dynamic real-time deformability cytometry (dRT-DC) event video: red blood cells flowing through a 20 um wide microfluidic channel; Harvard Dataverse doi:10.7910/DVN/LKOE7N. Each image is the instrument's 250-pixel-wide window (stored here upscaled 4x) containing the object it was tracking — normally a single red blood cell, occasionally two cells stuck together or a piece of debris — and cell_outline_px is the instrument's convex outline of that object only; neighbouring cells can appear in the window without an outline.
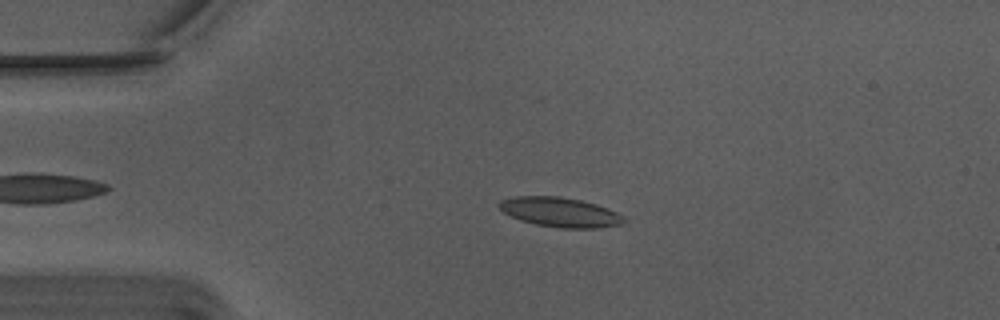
{"species": "Egyptian fruit bat (a non-hibernating species)", "species_latin": "Rousettus aegyptiacus", "temperature_condition": "warm", "stored_images_in_passage": 45, "camera_frame_rate_fps": 3000, "um_per_image_px": 0.085, "animal": {"sex": "male"}, "frame": {"image": 1, "passage_image": 12, "time_ms": 3.667, "image_size_px": [1000, 320], "cell_outline_px": [[628, 220], [624, 224], [600, 228], [560, 228], [536, 224], [520, 220], [504, 212], [496, 204], [500, 200], [516, 196], [560, 196], [580, 200], [596, 204], [608, 208], [624, 216]], "centroid_in_image_um": [47.65, 18.04], "position_along_channel_um": 37.4, "area_um2": 21.68}}
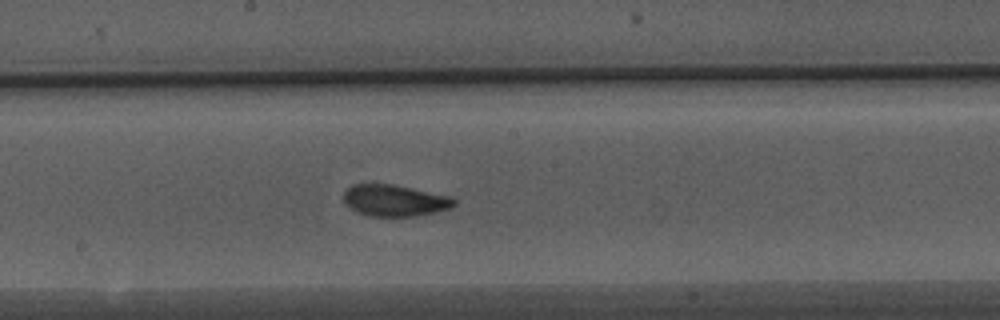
{"frame": {"image": 2, "passage_image": 29, "time_ms": 9.333, "image_size_px": [1000, 320], "cell_outline_px": [[456, 204], [452, 208], [436, 212], [416, 216], [368, 216], [356, 212], [348, 208], [344, 200], [344, 192], [352, 184], [388, 184], [452, 196], [456, 200]], "centroid_in_image_um": [33.55, 17.06], "position_along_channel_um": 214.6, "area_um2": 20.35}}
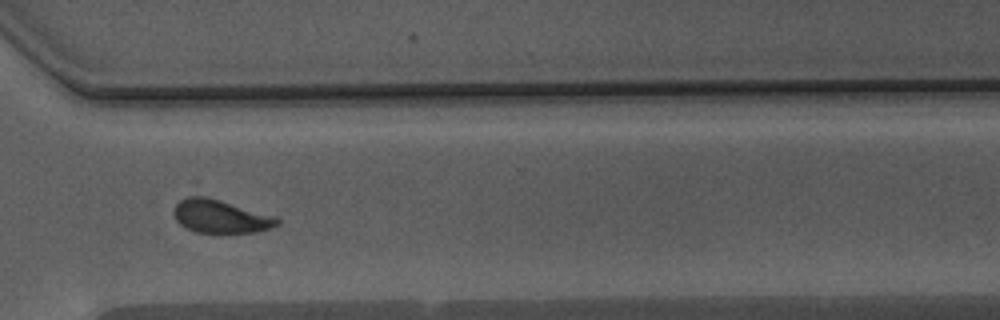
{"frame": {"image": 3, "passage_image": 40, "time_ms": 13.0, "image_size_px": [1000, 320], "cell_outline_px": [[280, 224], [272, 228], [256, 232], [196, 232], [184, 228], [176, 220], [172, 212], [176, 204], [196, 180], [276, 216], [280, 220]], "centroid_in_image_um": [18.67, 18.05], "position_along_channel_um": 351.9, "area_um2": 24.85}, "authors_computed_cell_mechanics": {"area_um2": 20.4612, "velocity_mm_per_s": 3.7389, "shape_relaxation_time_tau1_ms": 6.6751, "shape_relaxation_time_tau2_ms": 1.368, "deformation_change_tau1": 0.2142, "deformation_change_tau2": 0.0816}}